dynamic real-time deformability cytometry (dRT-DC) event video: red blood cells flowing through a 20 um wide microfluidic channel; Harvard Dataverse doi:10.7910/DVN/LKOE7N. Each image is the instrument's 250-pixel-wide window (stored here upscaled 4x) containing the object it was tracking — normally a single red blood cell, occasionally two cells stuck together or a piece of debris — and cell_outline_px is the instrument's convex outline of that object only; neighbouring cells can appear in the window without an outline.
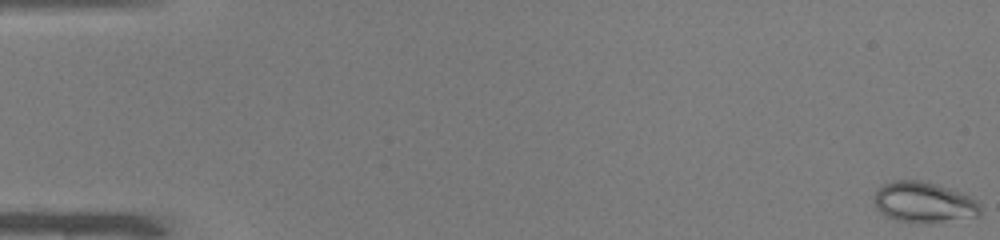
{"species": "common noctule bat (a hibernating species)", "species_latin": "Nyctalus noctula", "temperature_condition": "warm", "stored_images_in_passage": 51, "camera_frame_rate_fps": 3000, "um_per_image_px": 0.085, "animal": {"sex": "male", "body_mass_g": 19.0, "forearm_length_mm": 50.8}, "frame": {"image": 1, "passage_image": 1, "time_ms": 0.0, "image_size_px": [1000, 240], "cell_outline_px": [[980, 216], [940, 220], [896, 220], [884, 216], [876, 208], [872, 200], [876, 192], [884, 184], [892, 180], [920, 180], [936, 184], [960, 192], [976, 200], [980, 204]], "centroid_in_image_um": [78.48, 17.15], "position_along_channel_um": 6.5, "area_um2": 24.39}}
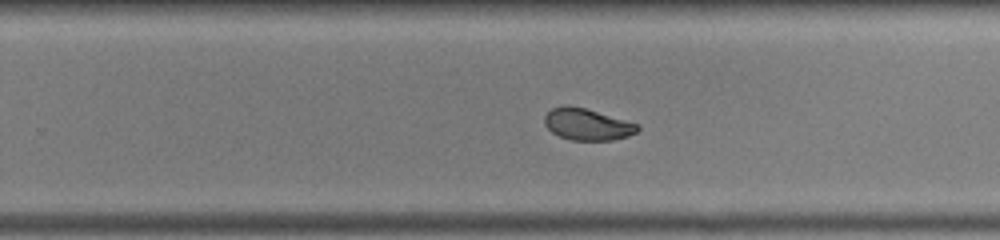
{"frame": {"image": 2, "passage_image": 33, "time_ms": 10.667, "image_size_px": [1000, 240], "cell_outline_px": [[640, 128], [636, 132], [628, 136], [612, 140], [572, 140], [560, 136], [552, 132], [544, 124], [544, 116], [552, 108], [564, 104], [568, 104], [584, 108], [636, 124]], "centroid_in_image_um": [49.85, 10.56], "position_along_channel_um": 279.9, "area_um2": 16.88}}
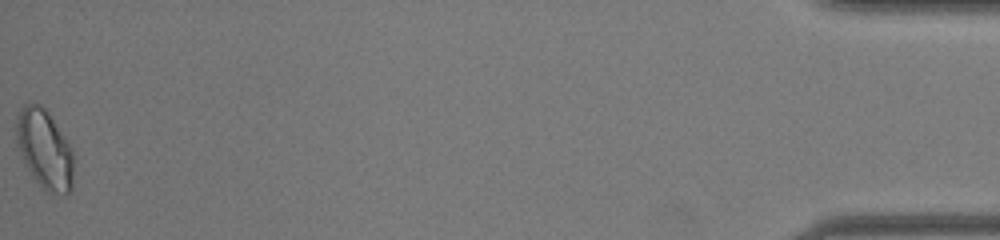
{"frame": {"image": 3, "passage_image": 51, "time_ms": 16.667, "image_size_px": [1000, 240], "cell_outline_px": [[72, 192], [64, 196], [48, 192], [32, 176], [16, 144], [12, 128], [20, 108], [24, 104], [40, 104], [48, 112], [72, 148]], "centroid_in_image_um": [3.75, 12.67], "position_along_channel_um": 431.4, "area_um2": 26.65}, "authors_computed_cell_mechanics": {"area_um2": 20.23, "velocity_mm_per_s": 4.0845, "shape_relaxation_time_tau1_ms": 10.5338, "shape_relaxation_time_tau2_ms": 1.0621, "deformation_change_tau1": 0.2297, "deformation_change_tau2": 0.052}}